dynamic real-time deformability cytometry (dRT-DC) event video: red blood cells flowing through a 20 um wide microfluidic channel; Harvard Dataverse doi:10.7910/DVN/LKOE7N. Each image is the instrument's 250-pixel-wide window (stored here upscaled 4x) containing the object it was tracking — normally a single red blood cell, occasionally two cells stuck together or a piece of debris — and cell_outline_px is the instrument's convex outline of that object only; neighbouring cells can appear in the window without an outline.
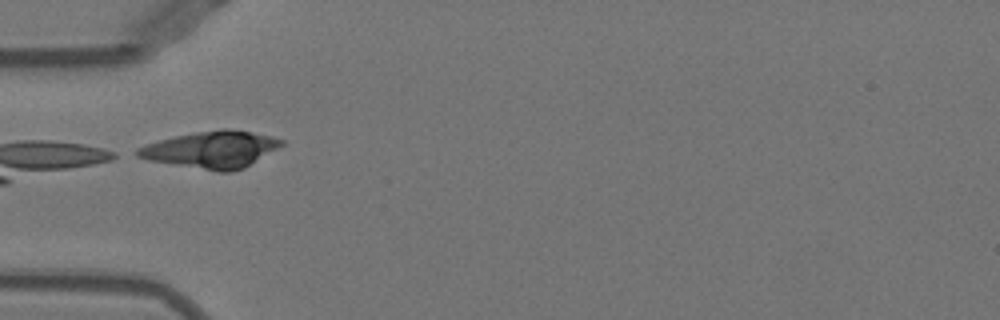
{"species": "Egyptian fruit bat (a non-hibernating species)", "species_latin": "Rousettus aegyptiacus", "temperature_condition": "warm", "stored_images_in_passage": 23, "camera_frame_rate_fps": 3000, "um_per_image_px": 0.085, "animal": {"sex": "female"}, "frame": {"image": 1, "passage_image": 1, "time_ms": 0.0, "image_size_px": [1000, 320], "cell_outline_px": [[284, 144], [244, 168], [232, 172], [220, 172], [148, 160], [136, 156], [128, 152], [136, 148], [160, 140], [176, 136], [196, 132], [220, 128], [228, 128], [252, 132], [272, 136], [284, 140]], "centroid_in_image_um": [17.95, 12.71], "position_along_channel_um": 67.0, "area_um2": 30.92}}